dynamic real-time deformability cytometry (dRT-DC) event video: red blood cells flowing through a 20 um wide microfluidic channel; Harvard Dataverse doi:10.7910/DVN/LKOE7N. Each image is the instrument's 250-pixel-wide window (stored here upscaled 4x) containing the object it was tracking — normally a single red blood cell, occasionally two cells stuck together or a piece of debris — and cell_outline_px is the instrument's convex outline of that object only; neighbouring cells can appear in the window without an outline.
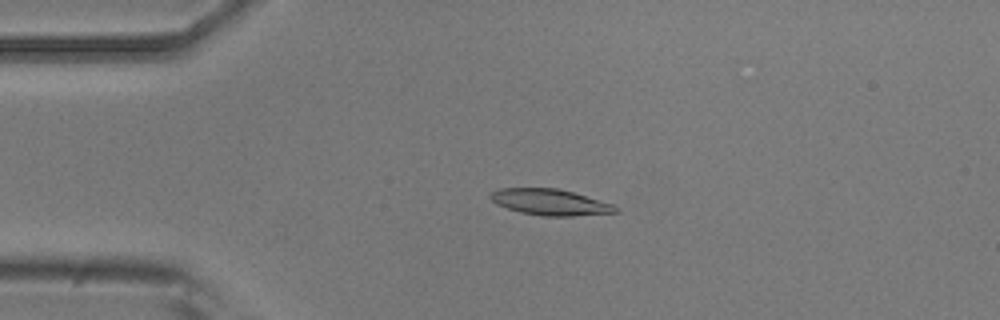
{"species": "common noctule bat (a hibernating species)", "species_latin": "Nyctalus noctula", "temperature_condition": "room temperature", "stored_images_in_passage": 48, "camera_frame_rate_fps": 3000, "um_per_image_px": 0.085, "animal": {"sex": "male", "body_mass_g": 20.5, "forearm_length_mm": 52.5}, "frame": {"image": 1, "passage_image": 9, "time_ms": 2.667, "image_size_px": [1000, 320], "cell_outline_px": [[620, 212], [572, 216], [540, 216], [520, 212], [496, 204], [488, 196], [492, 192], [500, 188], [556, 188], [572, 192], [612, 204]], "centroid_in_image_um": [46.73, 17.19], "position_along_channel_um": 38.3, "area_um2": 18.84}}
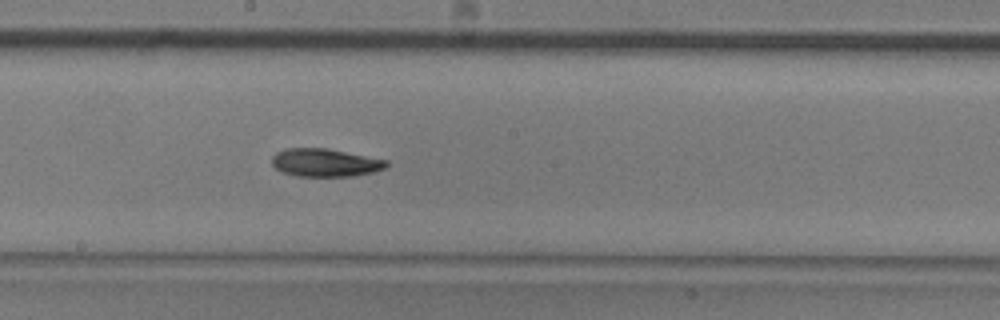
{"frame": {"image": 2, "passage_image": 25, "time_ms": 8.0, "image_size_px": [1000, 320], "cell_outline_px": [[388, 164], [384, 168], [372, 172], [352, 176], [296, 176], [280, 172], [272, 164], [272, 156], [276, 152], [284, 148], [328, 148], [388, 160]], "centroid_in_image_um": [27.6, 13.82], "position_along_channel_um": 220.6, "area_um2": 18.79}}
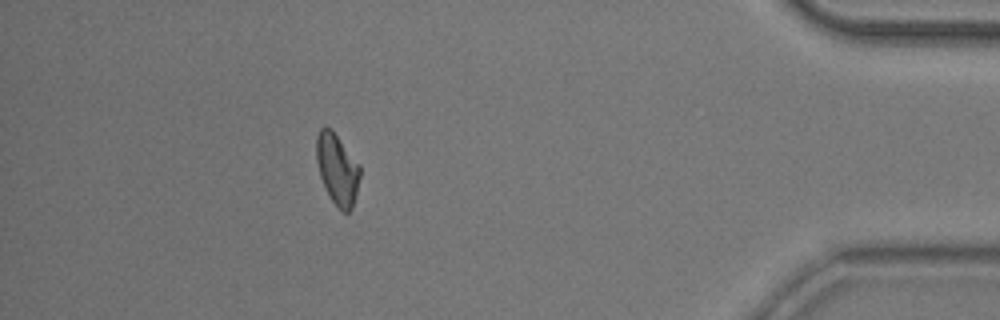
{"frame": {"image": 3, "passage_image": 43, "time_ms": 14.0, "image_size_px": [1000, 320], "cell_outline_px": [[360, 176], [356, 196], [352, 208], [348, 212], [344, 212], [328, 196], [320, 176], [316, 160], [316, 136], [320, 128], [332, 128], [360, 164]], "centroid_in_image_um": [28.67, 14.35], "position_along_channel_um": 406.5, "area_um2": 18.15}, "authors_computed_cell_mechanics": {"area_um2": 18.6116, "velocity_mm_per_s": 3.944, "shape_relaxation_time_tau1_ms": 5.102, "shape_relaxation_time_tau2_ms": 8.2743, "deformation_change_tau1": 0.1429, "deformation_change_tau2": 0.1474}}